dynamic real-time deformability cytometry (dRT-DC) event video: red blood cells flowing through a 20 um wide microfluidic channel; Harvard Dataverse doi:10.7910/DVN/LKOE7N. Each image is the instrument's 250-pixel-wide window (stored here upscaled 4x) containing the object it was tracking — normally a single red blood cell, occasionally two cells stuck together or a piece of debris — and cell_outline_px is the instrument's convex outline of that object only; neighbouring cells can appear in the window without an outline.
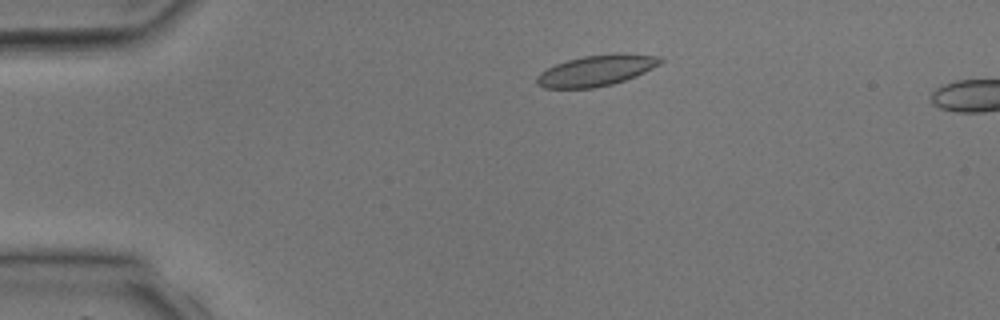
{"species": "common noctule bat (a hibernating species)", "species_latin": "Nyctalus noctula", "temperature_condition": "room temperature", "stored_images_in_passage": 3, "camera_frame_rate_fps": 3000, "um_per_image_px": 0.085, "animal": {"sex": "male", "body_mass_g": 17.9, "forearm_length_mm": 54.2}, "frame": {"image": 1, "passage_image": 1, "time_ms": 0.0, "image_size_px": [1000, 320], "cell_outline_px": [[664, 60], [660, 64], [636, 76], [612, 84], [592, 88], [544, 88], [536, 84], [536, 76], [540, 72], [556, 64], [568, 60], [584, 56], [616, 52], [624, 52], [660, 56]], "centroid_in_image_um": [50.71, 5.98], "position_along_channel_um": 34.3, "area_um2": 22.43}}